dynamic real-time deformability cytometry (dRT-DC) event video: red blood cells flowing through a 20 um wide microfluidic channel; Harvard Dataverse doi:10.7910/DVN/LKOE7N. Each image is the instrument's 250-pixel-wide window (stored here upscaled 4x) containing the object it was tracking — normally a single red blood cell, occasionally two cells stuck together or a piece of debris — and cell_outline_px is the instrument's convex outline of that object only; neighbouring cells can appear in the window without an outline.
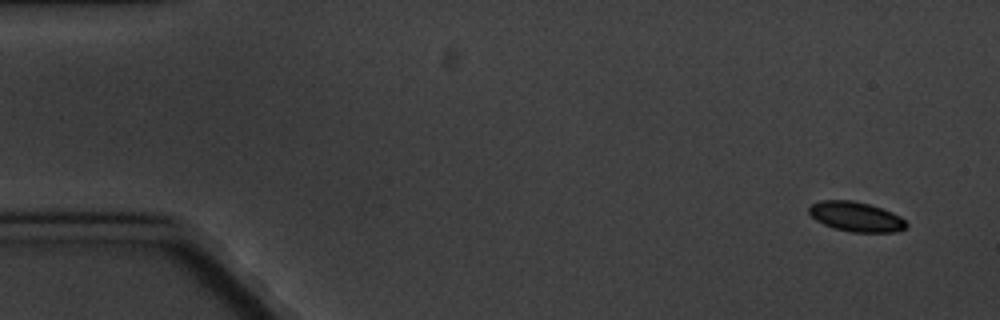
{"species": "common noctule bat (a hibernating species)", "species_latin": "Nyctalus noctula", "temperature_condition": "cold", "stored_images_in_passage": 5, "segment_of_instrument_passage": [2, 2], "camera_frame_rate_fps": 3000, "um_per_image_px": 0.085, "animal": {"sex": "male", "body_mass_g": 20.1, "forearm_length_mm": 53.5}, "frame": {"image": 1, "passage_image": 5, "time_ms": 5.333, "image_size_px": [1000, 320], "cell_outline_px": [[908, 224], [904, 228], [896, 232], [852, 232], [836, 228], [824, 224], [816, 220], [808, 212], [808, 208], [812, 204], [820, 200], [852, 200], [868, 204], [892, 212], [900, 216]], "centroid_in_image_um": [72.75, 18.41], "position_along_channel_um": 12.2, "area_um2": 16.7}}